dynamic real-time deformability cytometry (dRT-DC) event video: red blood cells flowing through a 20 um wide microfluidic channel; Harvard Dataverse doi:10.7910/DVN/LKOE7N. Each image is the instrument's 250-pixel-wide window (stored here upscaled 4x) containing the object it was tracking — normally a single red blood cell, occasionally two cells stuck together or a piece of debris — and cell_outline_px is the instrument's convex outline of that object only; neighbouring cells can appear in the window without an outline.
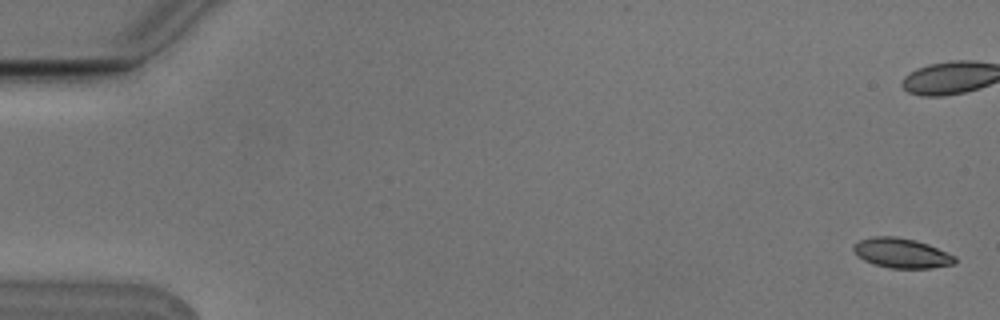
{"species": "Egyptian fruit bat (a non-hibernating species)", "species_latin": "Rousettus aegyptiacus", "temperature_condition": "cold", "stored_images_in_passage": 9, "camera_frame_rate_fps": 3000, "um_per_image_px": 0.085, "animal": {"sex": "male"}, "frame": {"image": 1, "passage_image": 1, "time_ms": 0.0, "image_size_px": [1000, 320], "cell_outline_px": [[956, 260], [952, 264], [932, 268], [888, 268], [872, 264], [856, 256], [852, 248], [852, 244], [860, 240], [872, 236], [896, 236], [916, 240], [928, 244], [956, 256]], "centroid_in_image_um": [76.58, 21.51], "position_along_channel_um": 8.4, "area_um2": 17.8}}
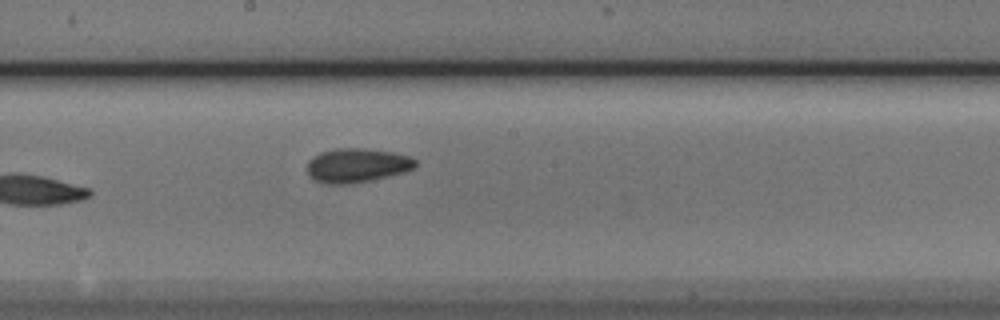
{"frame": {"image": 2, "passage_image": 9, "time_ms": 2.667, "image_size_px": [1000, 320], "cell_outline_px": [[416, 164], [412, 168], [404, 172], [352, 184], [324, 184], [308, 176], [308, 160], [312, 156], [320, 152], [336, 148], [364, 148], [392, 152], [408, 156], [416, 160]], "centroid_in_image_um": [30.29, 14.05], "position_along_channel_um": 217.9, "area_um2": 21.5}}